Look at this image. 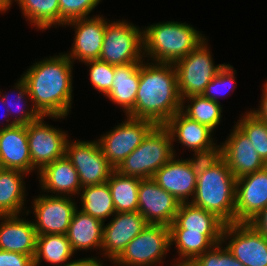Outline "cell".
I'll list each match as a JSON object with an SVG mask.
<instances>
[{
  "label": "cell",
  "mask_w": 267,
  "mask_h": 266,
  "mask_svg": "<svg viewBox=\"0 0 267 266\" xmlns=\"http://www.w3.org/2000/svg\"><path fill=\"white\" fill-rule=\"evenodd\" d=\"M73 62L62 52L38 60L21 75L41 116L66 119L73 102Z\"/></svg>",
  "instance_id": "1"
},
{
  "label": "cell",
  "mask_w": 267,
  "mask_h": 266,
  "mask_svg": "<svg viewBox=\"0 0 267 266\" xmlns=\"http://www.w3.org/2000/svg\"><path fill=\"white\" fill-rule=\"evenodd\" d=\"M147 62L143 60L139 67L135 106L127 116L164 125L181 111L176 71L173 63Z\"/></svg>",
  "instance_id": "2"
},
{
  "label": "cell",
  "mask_w": 267,
  "mask_h": 266,
  "mask_svg": "<svg viewBox=\"0 0 267 266\" xmlns=\"http://www.w3.org/2000/svg\"><path fill=\"white\" fill-rule=\"evenodd\" d=\"M236 178L219 155L198 158L197 184L191 204L235 223Z\"/></svg>",
  "instance_id": "3"
},
{
  "label": "cell",
  "mask_w": 267,
  "mask_h": 266,
  "mask_svg": "<svg viewBox=\"0 0 267 266\" xmlns=\"http://www.w3.org/2000/svg\"><path fill=\"white\" fill-rule=\"evenodd\" d=\"M142 29L144 60L155 63H175L208 38L179 21L157 22Z\"/></svg>",
  "instance_id": "4"
},
{
  "label": "cell",
  "mask_w": 267,
  "mask_h": 266,
  "mask_svg": "<svg viewBox=\"0 0 267 266\" xmlns=\"http://www.w3.org/2000/svg\"><path fill=\"white\" fill-rule=\"evenodd\" d=\"M176 145L164 125H156L141 144L115 169L121 175L140 179L152 178L153 175L177 155Z\"/></svg>",
  "instance_id": "5"
},
{
  "label": "cell",
  "mask_w": 267,
  "mask_h": 266,
  "mask_svg": "<svg viewBox=\"0 0 267 266\" xmlns=\"http://www.w3.org/2000/svg\"><path fill=\"white\" fill-rule=\"evenodd\" d=\"M99 60L114 66L142 63L143 29L126 19L106 24Z\"/></svg>",
  "instance_id": "6"
},
{
  "label": "cell",
  "mask_w": 267,
  "mask_h": 266,
  "mask_svg": "<svg viewBox=\"0 0 267 266\" xmlns=\"http://www.w3.org/2000/svg\"><path fill=\"white\" fill-rule=\"evenodd\" d=\"M208 41L206 39L187 56L173 63L181 101L191 96L202 95L225 64H214Z\"/></svg>",
  "instance_id": "7"
},
{
  "label": "cell",
  "mask_w": 267,
  "mask_h": 266,
  "mask_svg": "<svg viewBox=\"0 0 267 266\" xmlns=\"http://www.w3.org/2000/svg\"><path fill=\"white\" fill-rule=\"evenodd\" d=\"M170 246L169 226L148 224L132 239L113 266H157L164 264Z\"/></svg>",
  "instance_id": "8"
},
{
  "label": "cell",
  "mask_w": 267,
  "mask_h": 266,
  "mask_svg": "<svg viewBox=\"0 0 267 266\" xmlns=\"http://www.w3.org/2000/svg\"><path fill=\"white\" fill-rule=\"evenodd\" d=\"M113 129L97 139L104 157L116 169L145 139L156 126L147 119L125 117Z\"/></svg>",
  "instance_id": "9"
},
{
  "label": "cell",
  "mask_w": 267,
  "mask_h": 266,
  "mask_svg": "<svg viewBox=\"0 0 267 266\" xmlns=\"http://www.w3.org/2000/svg\"><path fill=\"white\" fill-rule=\"evenodd\" d=\"M66 157L78 172L81 187L107 183L115 168L104 157L96 140H70L66 144Z\"/></svg>",
  "instance_id": "10"
},
{
  "label": "cell",
  "mask_w": 267,
  "mask_h": 266,
  "mask_svg": "<svg viewBox=\"0 0 267 266\" xmlns=\"http://www.w3.org/2000/svg\"><path fill=\"white\" fill-rule=\"evenodd\" d=\"M41 116L26 125L32 172H40L45 166L65 156L69 136L66 131L47 124ZM63 130V131H62Z\"/></svg>",
  "instance_id": "11"
},
{
  "label": "cell",
  "mask_w": 267,
  "mask_h": 266,
  "mask_svg": "<svg viewBox=\"0 0 267 266\" xmlns=\"http://www.w3.org/2000/svg\"><path fill=\"white\" fill-rule=\"evenodd\" d=\"M221 242L244 266H267V238L249 223L225 224Z\"/></svg>",
  "instance_id": "12"
},
{
  "label": "cell",
  "mask_w": 267,
  "mask_h": 266,
  "mask_svg": "<svg viewBox=\"0 0 267 266\" xmlns=\"http://www.w3.org/2000/svg\"><path fill=\"white\" fill-rule=\"evenodd\" d=\"M31 203L37 235L67 234L74 212L78 208L74 197L52 196L42 192L33 197Z\"/></svg>",
  "instance_id": "13"
},
{
  "label": "cell",
  "mask_w": 267,
  "mask_h": 266,
  "mask_svg": "<svg viewBox=\"0 0 267 266\" xmlns=\"http://www.w3.org/2000/svg\"><path fill=\"white\" fill-rule=\"evenodd\" d=\"M177 156H173L164 164L152 179L179 203H188L191 202L196 189L198 157L177 159Z\"/></svg>",
  "instance_id": "14"
},
{
  "label": "cell",
  "mask_w": 267,
  "mask_h": 266,
  "mask_svg": "<svg viewBox=\"0 0 267 266\" xmlns=\"http://www.w3.org/2000/svg\"><path fill=\"white\" fill-rule=\"evenodd\" d=\"M164 126L171 134L172 142L181 143L193 153V157L204 158L219 154V145L208 126L189 119L181 111L171 117ZM216 141V143H215Z\"/></svg>",
  "instance_id": "15"
},
{
  "label": "cell",
  "mask_w": 267,
  "mask_h": 266,
  "mask_svg": "<svg viewBox=\"0 0 267 266\" xmlns=\"http://www.w3.org/2000/svg\"><path fill=\"white\" fill-rule=\"evenodd\" d=\"M109 21L103 15L96 14L65 23L64 27L67 25L75 29L72 48L70 52H64L73 64L75 60L80 63L99 60L106 24Z\"/></svg>",
  "instance_id": "16"
},
{
  "label": "cell",
  "mask_w": 267,
  "mask_h": 266,
  "mask_svg": "<svg viewBox=\"0 0 267 266\" xmlns=\"http://www.w3.org/2000/svg\"><path fill=\"white\" fill-rule=\"evenodd\" d=\"M110 222L103 225L101 255L113 262L121 255L128 243L148 225L138 212H117ZM113 261V262H112Z\"/></svg>",
  "instance_id": "17"
},
{
  "label": "cell",
  "mask_w": 267,
  "mask_h": 266,
  "mask_svg": "<svg viewBox=\"0 0 267 266\" xmlns=\"http://www.w3.org/2000/svg\"><path fill=\"white\" fill-rule=\"evenodd\" d=\"M224 142L219 144V155L226 161L236 179L263 169L261 159L246 134L235 124Z\"/></svg>",
  "instance_id": "18"
},
{
  "label": "cell",
  "mask_w": 267,
  "mask_h": 266,
  "mask_svg": "<svg viewBox=\"0 0 267 266\" xmlns=\"http://www.w3.org/2000/svg\"><path fill=\"white\" fill-rule=\"evenodd\" d=\"M267 206V166L236 179L235 222L249 223Z\"/></svg>",
  "instance_id": "19"
},
{
  "label": "cell",
  "mask_w": 267,
  "mask_h": 266,
  "mask_svg": "<svg viewBox=\"0 0 267 266\" xmlns=\"http://www.w3.org/2000/svg\"><path fill=\"white\" fill-rule=\"evenodd\" d=\"M180 203L152 178L141 179L138 189V212L148 224L169 226Z\"/></svg>",
  "instance_id": "20"
},
{
  "label": "cell",
  "mask_w": 267,
  "mask_h": 266,
  "mask_svg": "<svg viewBox=\"0 0 267 266\" xmlns=\"http://www.w3.org/2000/svg\"><path fill=\"white\" fill-rule=\"evenodd\" d=\"M23 215L28 216L27 213L0 216V250L26 254L34 258L37 231L33 221L22 218Z\"/></svg>",
  "instance_id": "21"
},
{
  "label": "cell",
  "mask_w": 267,
  "mask_h": 266,
  "mask_svg": "<svg viewBox=\"0 0 267 266\" xmlns=\"http://www.w3.org/2000/svg\"><path fill=\"white\" fill-rule=\"evenodd\" d=\"M37 176L41 192L52 193V196L80 195L78 172L66 155L45 166Z\"/></svg>",
  "instance_id": "22"
},
{
  "label": "cell",
  "mask_w": 267,
  "mask_h": 266,
  "mask_svg": "<svg viewBox=\"0 0 267 266\" xmlns=\"http://www.w3.org/2000/svg\"><path fill=\"white\" fill-rule=\"evenodd\" d=\"M0 163L5 169L32 173L26 125L0 129Z\"/></svg>",
  "instance_id": "23"
},
{
  "label": "cell",
  "mask_w": 267,
  "mask_h": 266,
  "mask_svg": "<svg viewBox=\"0 0 267 266\" xmlns=\"http://www.w3.org/2000/svg\"><path fill=\"white\" fill-rule=\"evenodd\" d=\"M103 225L102 221L84 213L78 206L66 234L72 250L77 252L97 249L101 253Z\"/></svg>",
  "instance_id": "24"
},
{
  "label": "cell",
  "mask_w": 267,
  "mask_h": 266,
  "mask_svg": "<svg viewBox=\"0 0 267 266\" xmlns=\"http://www.w3.org/2000/svg\"><path fill=\"white\" fill-rule=\"evenodd\" d=\"M25 172L14 169H5L0 172V216L21 215L30 210H26V184ZM26 207V208H25ZM24 212H23V211Z\"/></svg>",
  "instance_id": "25"
},
{
  "label": "cell",
  "mask_w": 267,
  "mask_h": 266,
  "mask_svg": "<svg viewBox=\"0 0 267 266\" xmlns=\"http://www.w3.org/2000/svg\"><path fill=\"white\" fill-rule=\"evenodd\" d=\"M141 64L130 63L115 66L113 83L106 98L119 106L125 115L135 106L140 80L139 67Z\"/></svg>",
  "instance_id": "26"
},
{
  "label": "cell",
  "mask_w": 267,
  "mask_h": 266,
  "mask_svg": "<svg viewBox=\"0 0 267 266\" xmlns=\"http://www.w3.org/2000/svg\"><path fill=\"white\" fill-rule=\"evenodd\" d=\"M225 223L214 213L197 207L190 202L180 203L169 229H186V232L222 234Z\"/></svg>",
  "instance_id": "27"
},
{
  "label": "cell",
  "mask_w": 267,
  "mask_h": 266,
  "mask_svg": "<svg viewBox=\"0 0 267 266\" xmlns=\"http://www.w3.org/2000/svg\"><path fill=\"white\" fill-rule=\"evenodd\" d=\"M170 246L175 245L178 257L175 261L192 262L197 256L221 243L222 234L186 232V229H169Z\"/></svg>",
  "instance_id": "28"
},
{
  "label": "cell",
  "mask_w": 267,
  "mask_h": 266,
  "mask_svg": "<svg viewBox=\"0 0 267 266\" xmlns=\"http://www.w3.org/2000/svg\"><path fill=\"white\" fill-rule=\"evenodd\" d=\"M75 252L66 234H45L37 236L34 266H39L45 261L53 266H64L72 261ZM70 260V261H69Z\"/></svg>",
  "instance_id": "29"
},
{
  "label": "cell",
  "mask_w": 267,
  "mask_h": 266,
  "mask_svg": "<svg viewBox=\"0 0 267 266\" xmlns=\"http://www.w3.org/2000/svg\"><path fill=\"white\" fill-rule=\"evenodd\" d=\"M16 3L31 27L45 31L60 26L59 0H17Z\"/></svg>",
  "instance_id": "30"
},
{
  "label": "cell",
  "mask_w": 267,
  "mask_h": 266,
  "mask_svg": "<svg viewBox=\"0 0 267 266\" xmlns=\"http://www.w3.org/2000/svg\"><path fill=\"white\" fill-rule=\"evenodd\" d=\"M17 80L18 81H16L11 94H9V92L8 94L7 92L3 94L2 93L3 91H0V94L4 99L6 108L8 109L9 116L10 118H12L11 119L12 122L15 125H28L38 120L41 117V115L32 105V100L29 96V91L25 80L22 77H19V79ZM28 102L31 105H29Z\"/></svg>",
  "instance_id": "31"
},
{
  "label": "cell",
  "mask_w": 267,
  "mask_h": 266,
  "mask_svg": "<svg viewBox=\"0 0 267 266\" xmlns=\"http://www.w3.org/2000/svg\"><path fill=\"white\" fill-rule=\"evenodd\" d=\"M80 194L79 209L84 213L103 223L116 213L108 183L82 187Z\"/></svg>",
  "instance_id": "32"
},
{
  "label": "cell",
  "mask_w": 267,
  "mask_h": 266,
  "mask_svg": "<svg viewBox=\"0 0 267 266\" xmlns=\"http://www.w3.org/2000/svg\"><path fill=\"white\" fill-rule=\"evenodd\" d=\"M141 179L121 175L114 170L107 183L113 199L115 212L138 211V189Z\"/></svg>",
  "instance_id": "33"
},
{
  "label": "cell",
  "mask_w": 267,
  "mask_h": 266,
  "mask_svg": "<svg viewBox=\"0 0 267 266\" xmlns=\"http://www.w3.org/2000/svg\"><path fill=\"white\" fill-rule=\"evenodd\" d=\"M181 112L189 119L206 125L215 131L222 122L223 106L220 102L198 95L183 99Z\"/></svg>",
  "instance_id": "34"
},
{
  "label": "cell",
  "mask_w": 267,
  "mask_h": 266,
  "mask_svg": "<svg viewBox=\"0 0 267 266\" xmlns=\"http://www.w3.org/2000/svg\"><path fill=\"white\" fill-rule=\"evenodd\" d=\"M243 114L235 124L246 134L258 155L267 164V123L250 111Z\"/></svg>",
  "instance_id": "35"
},
{
  "label": "cell",
  "mask_w": 267,
  "mask_h": 266,
  "mask_svg": "<svg viewBox=\"0 0 267 266\" xmlns=\"http://www.w3.org/2000/svg\"><path fill=\"white\" fill-rule=\"evenodd\" d=\"M236 70L231 64H224L217 75L210 81L205 88L202 96L215 102H220L219 97L229 95L236 88ZM236 82V83H235ZM224 93V94H223ZM222 95V96H221Z\"/></svg>",
  "instance_id": "36"
},
{
  "label": "cell",
  "mask_w": 267,
  "mask_h": 266,
  "mask_svg": "<svg viewBox=\"0 0 267 266\" xmlns=\"http://www.w3.org/2000/svg\"><path fill=\"white\" fill-rule=\"evenodd\" d=\"M89 68V80L92 87L105 97L111 89L115 66L101 60H91L84 63Z\"/></svg>",
  "instance_id": "37"
},
{
  "label": "cell",
  "mask_w": 267,
  "mask_h": 266,
  "mask_svg": "<svg viewBox=\"0 0 267 266\" xmlns=\"http://www.w3.org/2000/svg\"><path fill=\"white\" fill-rule=\"evenodd\" d=\"M101 0H59L60 26L74 19L89 17Z\"/></svg>",
  "instance_id": "38"
},
{
  "label": "cell",
  "mask_w": 267,
  "mask_h": 266,
  "mask_svg": "<svg viewBox=\"0 0 267 266\" xmlns=\"http://www.w3.org/2000/svg\"><path fill=\"white\" fill-rule=\"evenodd\" d=\"M227 248L219 243L203 254L197 256L192 262V266H226Z\"/></svg>",
  "instance_id": "39"
},
{
  "label": "cell",
  "mask_w": 267,
  "mask_h": 266,
  "mask_svg": "<svg viewBox=\"0 0 267 266\" xmlns=\"http://www.w3.org/2000/svg\"><path fill=\"white\" fill-rule=\"evenodd\" d=\"M0 266H34L30 255L0 250Z\"/></svg>",
  "instance_id": "40"
},
{
  "label": "cell",
  "mask_w": 267,
  "mask_h": 266,
  "mask_svg": "<svg viewBox=\"0 0 267 266\" xmlns=\"http://www.w3.org/2000/svg\"><path fill=\"white\" fill-rule=\"evenodd\" d=\"M261 99L259 101V108L250 109V112L253 113L258 119L267 123V80L262 86Z\"/></svg>",
  "instance_id": "41"
},
{
  "label": "cell",
  "mask_w": 267,
  "mask_h": 266,
  "mask_svg": "<svg viewBox=\"0 0 267 266\" xmlns=\"http://www.w3.org/2000/svg\"><path fill=\"white\" fill-rule=\"evenodd\" d=\"M249 224L267 238V206Z\"/></svg>",
  "instance_id": "42"
},
{
  "label": "cell",
  "mask_w": 267,
  "mask_h": 266,
  "mask_svg": "<svg viewBox=\"0 0 267 266\" xmlns=\"http://www.w3.org/2000/svg\"><path fill=\"white\" fill-rule=\"evenodd\" d=\"M0 102H1L0 104H2L3 108L5 109V111L3 110L5 113L3 112L2 116L6 119V123H7V124H5V123H3V121H2V123L0 122V129H2V128L4 129V128L11 127V126L15 125L12 122V120H10V118H9L10 116H9V113H8V109L5 108L6 104H5L4 99L2 98L1 94H0ZM2 125H3V127H2Z\"/></svg>",
  "instance_id": "43"
},
{
  "label": "cell",
  "mask_w": 267,
  "mask_h": 266,
  "mask_svg": "<svg viewBox=\"0 0 267 266\" xmlns=\"http://www.w3.org/2000/svg\"><path fill=\"white\" fill-rule=\"evenodd\" d=\"M104 261L101 257L97 258L94 256L82 258V266H104Z\"/></svg>",
  "instance_id": "44"
},
{
  "label": "cell",
  "mask_w": 267,
  "mask_h": 266,
  "mask_svg": "<svg viewBox=\"0 0 267 266\" xmlns=\"http://www.w3.org/2000/svg\"><path fill=\"white\" fill-rule=\"evenodd\" d=\"M17 0H0V14L7 12Z\"/></svg>",
  "instance_id": "45"
},
{
  "label": "cell",
  "mask_w": 267,
  "mask_h": 266,
  "mask_svg": "<svg viewBox=\"0 0 267 266\" xmlns=\"http://www.w3.org/2000/svg\"><path fill=\"white\" fill-rule=\"evenodd\" d=\"M226 266H244L241 262L235 259L231 253L227 250Z\"/></svg>",
  "instance_id": "46"
},
{
  "label": "cell",
  "mask_w": 267,
  "mask_h": 266,
  "mask_svg": "<svg viewBox=\"0 0 267 266\" xmlns=\"http://www.w3.org/2000/svg\"><path fill=\"white\" fill-rule=\"evenodd\" d=\"M64 266H82V258L80 259H74L73 261L68 262Z\"/></svg>",
  "instance_id": "47"
},
{
  "label": "cell",
  "mask_w": 267,
  "mask_h": 266,
  "mask_svg": "<svg viewBox=\"0 0 267 266\" xmlns=\"http://www.w3.org/2000/svg\"><path fill=\"white\" fill-rule=\"evenodd\" d=\"M173 261L174 262L171 263L172 266H192L191 262H188V261H175V260Z\"/></svg>",
  "instance_id": "48"
},
{
  "label": "cell",
  "mask_w": 267,
  "mask_h": 266,
  "mask_svg": "<svg viewBox=\"0 0 267 266\" xmlns=\"http://www.w3.org/2000/svg\"><path fill=\"white\" fill-rule=\"evenodd\" d=\"M3 170V166L2 164L0 163V172Z\"/></svg>",
  "instance_id": "49"
}]
</instances>
